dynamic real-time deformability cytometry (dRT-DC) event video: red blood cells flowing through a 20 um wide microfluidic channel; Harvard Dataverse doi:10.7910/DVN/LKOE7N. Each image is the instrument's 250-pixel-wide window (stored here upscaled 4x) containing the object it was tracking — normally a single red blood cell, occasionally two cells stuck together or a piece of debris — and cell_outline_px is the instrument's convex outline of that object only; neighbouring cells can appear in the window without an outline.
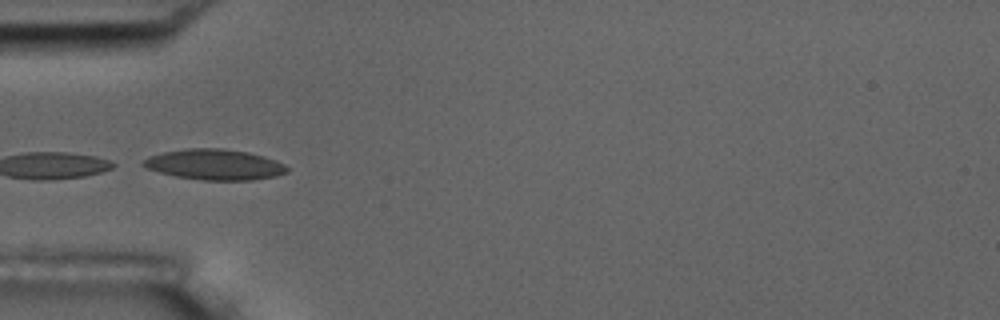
{"species": "common noctule bat (a hibernating species)", "species_latin": "Nyctalus noctula", "temperature_condition": "room temperature", "stored_images_in_passage": 9, "camera_frame_rate_fps": 3000, "um_per_image_px": 0.085, "animal": {"sex": "male", "body_mass_g": 17.5, "forearm_length_mm": 52.3}, "frame": {"image": 1, "passage_image": 4, "time_ms": 1.0, "image_size_px": [1000, 320], "cell_outline_px": [[288, 172], [276, 176], [252, 180], [204, 180], [176, 176], [144, 168], [140, 164], [148, 156], [164, 152], [188, 148], [224, 148], [248, 152], [264, 156], [276, 160], [284, 164], [288, 168]], "centroid_in_image_um": [18.25, 13.98], "position_along_channel_um": 66.8, "area_um2": 25.72}}